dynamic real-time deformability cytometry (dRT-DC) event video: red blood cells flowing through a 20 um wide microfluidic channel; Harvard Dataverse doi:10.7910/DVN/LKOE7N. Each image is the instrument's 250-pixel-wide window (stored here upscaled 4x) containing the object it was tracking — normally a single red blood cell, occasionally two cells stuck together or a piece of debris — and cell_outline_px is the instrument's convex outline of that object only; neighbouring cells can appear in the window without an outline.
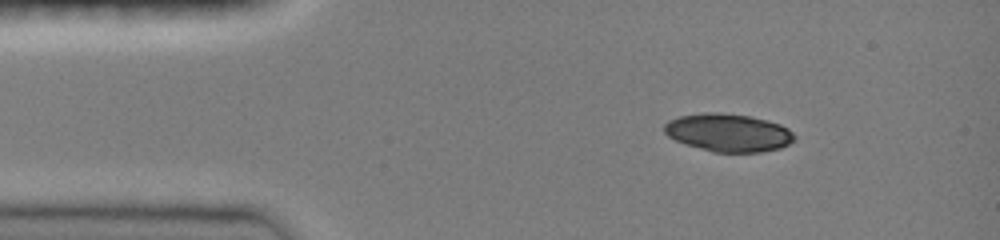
{"species": "common noctule bat (a hibernating species)", "species_latin": "Nyctalus noctula", "temperature_condition": "room temperature", "stored_images_in_passage": 41, "camera_frame_rate_fps": 3000, "um_per_image_px": 0.085, "animal": {"sex": "female", "body_mass_g": 19.0, "forearm_length_mm": 51.5}, "frame": {"image": 1, "passage_image": 1, "time_ms": 0.0, "image_size_px": [1000, 240], "cell_outline_px": [[796, 140], [780, 148], [760, 152], [712, 152], [684, 144], [668, 136], [664, 132], [664, 124], [668, 120], [680, 116], [704, 112], [720, 112], [748, 116], [780, 124], [788, 128], [796, 136]], "centroid_in_image_um": [61.89, 11.28], "position_along_channel_um": 23.1, "area_um2": 28.84}}